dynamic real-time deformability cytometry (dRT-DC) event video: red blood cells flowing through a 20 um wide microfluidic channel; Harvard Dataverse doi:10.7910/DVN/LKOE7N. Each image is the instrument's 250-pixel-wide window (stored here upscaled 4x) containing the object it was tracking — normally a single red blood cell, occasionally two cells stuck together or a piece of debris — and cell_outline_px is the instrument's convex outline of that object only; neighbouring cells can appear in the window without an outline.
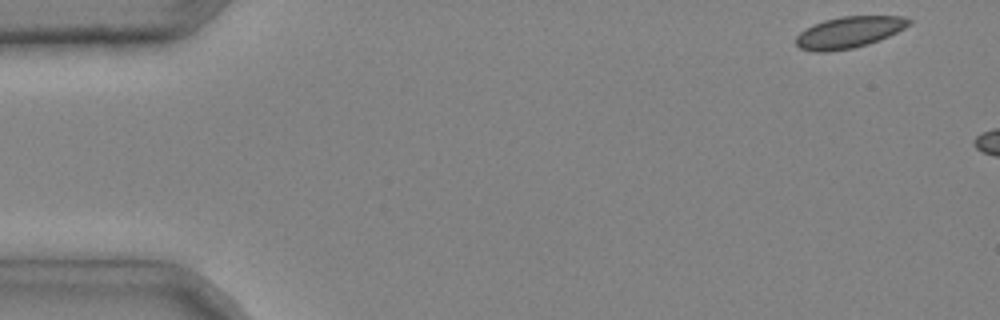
{"species": "common noctule bat (a hibernating species)", "species_latin": "Nyctalus noctula", "temperature_condition": "cold", "stored_images_in_passage": 3, "camera_frame_rate_fps": 3000, "um_per_image_px": 0.085, "animal": {"sex": "male", "body_mass_g": 20.4}, "frame": {"image": 1, "passage_image": 1, "time_ms": 0.0, "image_size_px": [1000, 320], "cell_outline_px": [[912, 24], [880, 40], [868, 44], [852, 48], [828, 52], [812, 52], [800, 48], [796, 44], [796, 36], [804, 28], [812, 24], [824, 20], [840, 16], [904, 16], [912, 20]], "centroid_in_image_um": [72.15, 2.74], "position_along_channel_um": 12.9, "area_um2": 20.92}}